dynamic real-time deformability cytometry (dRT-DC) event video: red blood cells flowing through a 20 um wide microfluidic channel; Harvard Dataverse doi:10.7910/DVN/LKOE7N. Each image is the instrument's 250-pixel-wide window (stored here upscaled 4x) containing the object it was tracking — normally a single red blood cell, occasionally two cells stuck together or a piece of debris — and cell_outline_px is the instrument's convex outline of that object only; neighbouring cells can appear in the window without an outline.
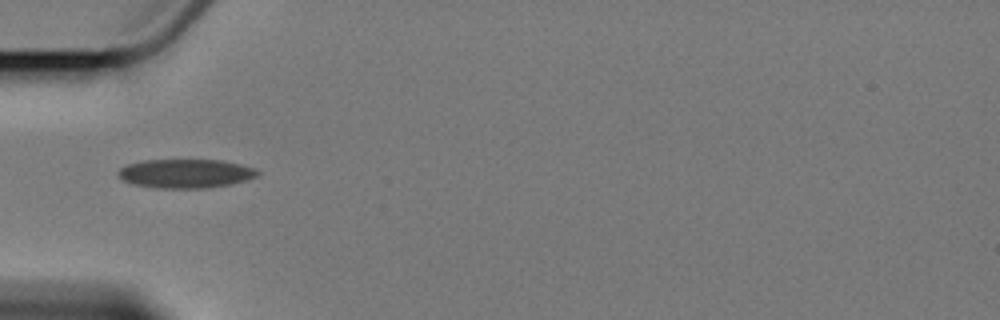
{"species": "Egyptian fruit bat (a non-hibernating species)", "species_latin": "Rousettus aegyptiacus", "temperature_condition": "cold", "stored_images_in_passage": 6, "camera_frame_rate_fps": 3000, "um_per_image_px": 0.085, "animal": {"sex": "female"}, "frame": {"image": 1, "passage_image": 4, "time_ms": 5.333, "image_size_px": [1000, 320], "cell_outline_px": [[260, 172], [256, 176], [232, 184], [208, 188], [156, 188], [136, 184], [124, 180], [116, 172], [120, 168], [128, 164], [144, 160], [224, 160], [256, 168]], "centroid_in_image_um": [15.8, 14.74], "position_along_channel_um": 69.2, "area_um2": 23.41}}
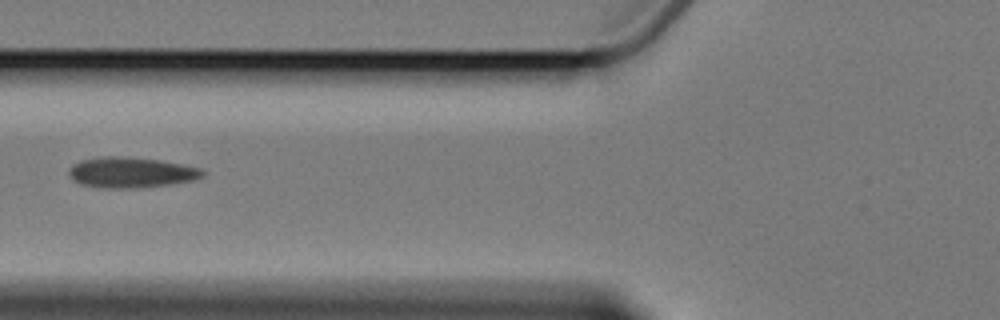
{"frame": {"image": 2, "passage_image": 5, "time_ms": 6.667, "image_size_px": [1000, 320], "cell_outline_px": [[204, 176], [192, 180], [168, 184], [136, 188], [104, 188], [80, 184], [72, 180], [68, 172], [68, 168], [80, 160], [104, 156], [128, 156], [160, 160], [200, 168], [204, 172]], "centroid_in_image_um": [11.09, 14.65], "position_along_channel_um": 114.7, "area_um2": 23.81}}
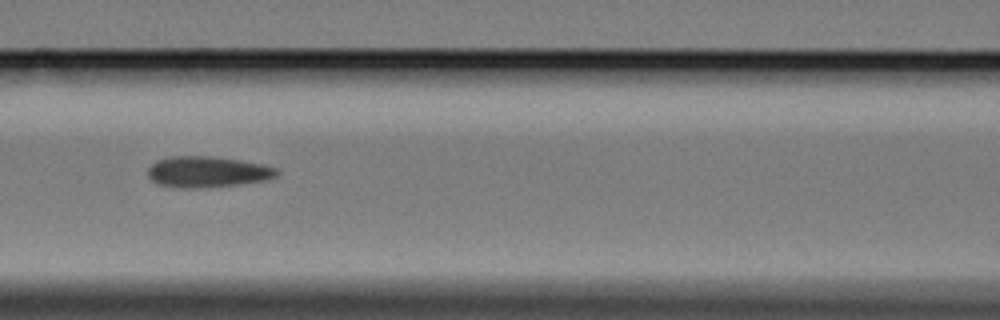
{"frame": {"image": 3, "passage_image": 6, "time_ms": 7.667, "image_size_px": [1000, 320], "cell_outline_px": [[280, 172], [276, 176], [268, 180], [236, 184], [200, 188], [176, 188], [156, 184], [148, 176], [148, 168], [156, 160], [172, 156], [212, 156], [240, 160], [264, 164], [276, 168]], "centroid_in_image_um": [17.62, 14.61], "position_along_channel_um": 149.0, "area_um2": 23.47}}